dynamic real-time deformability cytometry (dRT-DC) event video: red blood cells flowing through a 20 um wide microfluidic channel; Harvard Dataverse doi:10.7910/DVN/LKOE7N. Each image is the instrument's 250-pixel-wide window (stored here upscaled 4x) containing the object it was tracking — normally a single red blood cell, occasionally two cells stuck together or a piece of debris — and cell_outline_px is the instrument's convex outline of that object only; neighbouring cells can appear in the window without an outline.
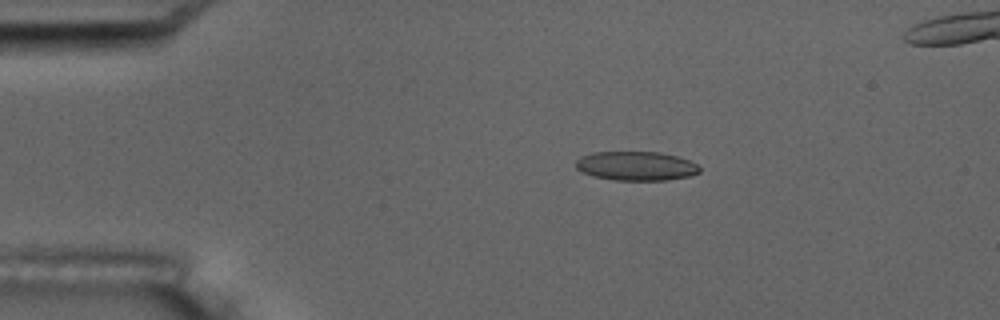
{"species": "common noctule bat (a hibernating species)", "species_latin": "Nyctalus noctula", "temperature_condition": "room temperature", "stored_images_in_passage": 9, "camera_frame_rate_fps": 3000, "um_per_image_px": 0.085, "animal": {"sex": "male", "body_mass_g": 17.5, "forearm_length_mm": 52.3}, "frame": {"image": 1, "passage_image": 4, "time_ms": 3.333, "image_size_px": [1000, 320], "cell_outline_px": [[700, 172], [692, 176], [668, 180], [616, 180], [592, 176], [580, 172], [576, 168], [576, 160], [580, 156], [592, 152], [660, 152], [676, 156], [688, 160], [696, 164], [700, 168]], "centroid_in_image_um": [54.05, 14.11], "position_along_channel_um": 31.0, "area_um2": 21.15}}
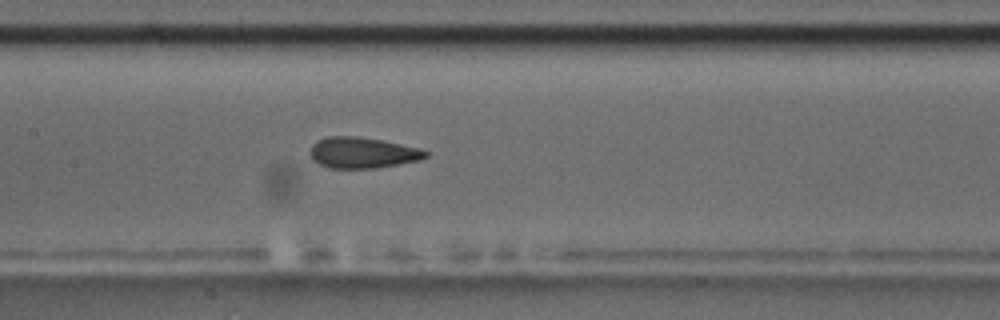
{"frame": {"image": 2, "passage_image": 9, "time_ms": 9.0, "image_size_px": [1000, 320], "cell_outline_px": [[428, 156], [420, 160], [376, 168], [328, 168], [312, 160], [308, 152], [312, 144], [316, 140], [328, 136], [356, 136], [384, 140], [420, 148], [428, 152]], "centroid_in_image_um": [30.78, 12.97], "position_along_channel_um": 176.6, "area_um2": 21.1}}